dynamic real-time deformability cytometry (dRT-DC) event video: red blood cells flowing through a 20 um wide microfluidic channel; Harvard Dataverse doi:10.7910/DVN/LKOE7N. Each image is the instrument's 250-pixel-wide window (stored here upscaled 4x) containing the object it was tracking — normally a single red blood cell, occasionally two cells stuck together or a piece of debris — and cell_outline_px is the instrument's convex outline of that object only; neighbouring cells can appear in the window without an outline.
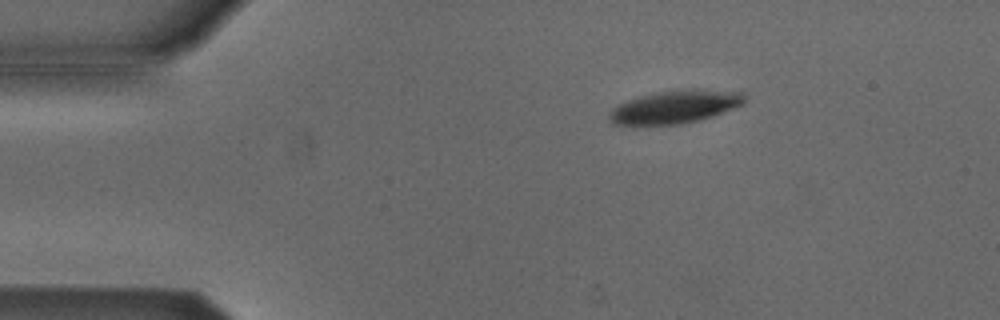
{"species": "Egyptian fruit bat (a non-hibernating species)", "species_latin": "Rousettus aegyptiacus", "temperature_condition": "cold", "stored_images_in_passage": 53, "camera_frame_rate_fps": 3000, "um_per_image_px": 0.085, "animal": {"sex": "male"}, "frame": {"image": 1, "passage_image": 8, "time_ms": 2.333, "image_size_px": [1000, 320], "cell_outline_px": [[744, 104], [712, 116], [700, 120], [680, 124], [612, 124], [608, 120], [608, 112], [612, 108], [636, 96], [656, 92], [696, 88], [700, 88], [744, 92]], "centroid_in_image_um": [57.38, 9.06], "position_along_channel_um": 27.6, "area_um2": 26.13}}
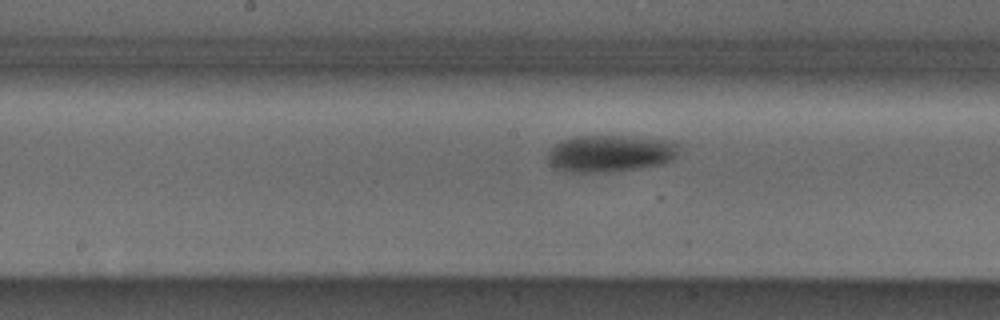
{"frame": {"image": 2, "passage_image": 26, "time_ms": 8.333, "image_size_px": [1000, 320], "cell_outline_px": [[680, 144], [676, 156], [672, 160], [664, 164], [640, 168], [608, 172], [564, 172], [552, 168], [548, 164], [548, 152], [556, 144], [564, 140], [576, 136], [624, 136], [672, 140]], "centroid_in_image_um": [51.88, 13.05], "position_along_channel_um": 196.3, "area_um2": 28.61}}
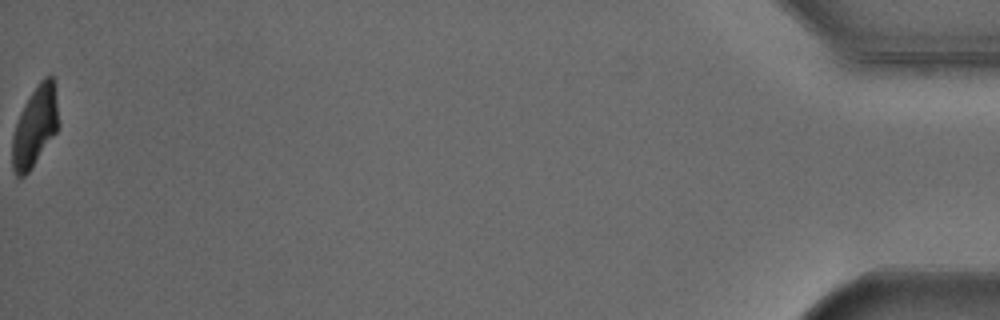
{"frame": {"image": 3, "passage_image": 53, "time_ms": 17.333, "image_size_px": [1000, 320], "cell_outline_px": [[60, 124], [56, 132], [32, 168], [24, 176], [16, 176], [12, 168], [12, 136], [20, 112], [28, 96], [40, 80], [44, 76], [52, 76]], "centroid_in_image_um": [2.96, 10.76], "position_along_channel_um": 432.2, "area_um2": 21.56}, "authors_computed_cell_mechanics": {"area_um2": 25.9522, "velocity_mm_per_s": 3.7958, "shape_relaxation_time_tau1_ms": 2.8921, "shape_relaxation_time_tau2_ms": null, "deformation_change_tau1": 0.1121, "deformation_change_tau2": null}}